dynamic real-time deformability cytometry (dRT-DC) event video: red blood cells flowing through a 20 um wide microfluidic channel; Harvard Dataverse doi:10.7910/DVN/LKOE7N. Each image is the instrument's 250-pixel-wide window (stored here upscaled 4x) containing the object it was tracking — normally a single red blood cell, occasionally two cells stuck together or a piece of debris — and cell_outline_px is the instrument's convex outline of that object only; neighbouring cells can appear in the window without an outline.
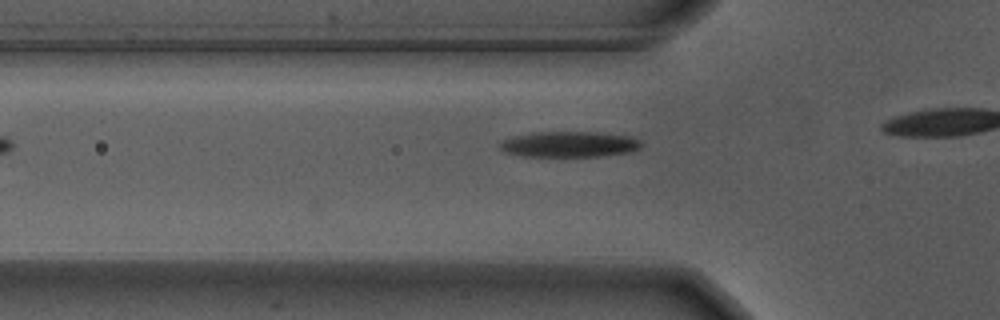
{"species": "Egyptian fruit bat (a non-hibernating species)", "species_latin": "Rousettus aegyptiacus", "temperature_condition": "warm", "stored_images_in_passage": 9, "camera_frame_rate_fps": 3000, "um_per_image_px": 0.085, "animal": {"sex": "male"}, "frame": {"image": 1, "passage_image": 4, "time_ms": 1.0, "image_size_px": [1000, 320], "cell_outline_px": [[644, 144], [640, 148], [628, 152], [600, 156], [520, 156], [504, 152], [500, 148], [500, 140], [532, 132], [600, 132], [632, 136], [640, 140]], "centroid_in_image_um": [48.41, 12.25], "position_along_channel_um": 77.4, "area_um2": 21.33}}
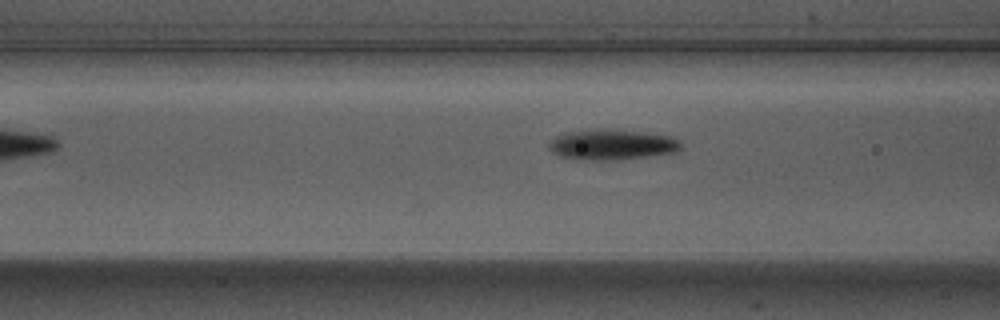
{"frame": {"image": 2, "passage_image": 7, "time_ms": 2.0, "image_size_px": [1000, 320], "cell_outline_px": [[680, 148], [676, 152], [620, 160], [584, 160], [560, 156], [552, 152], [548, 148], [548, 144], [556, 136], [564, 132], [604, 128], [668, 136], [676, 140], [680, 144]], "centroid_in_image_um": [51.93, 12.3], "position_along_channel_um": 114.7, "area_um2": 23.18}}